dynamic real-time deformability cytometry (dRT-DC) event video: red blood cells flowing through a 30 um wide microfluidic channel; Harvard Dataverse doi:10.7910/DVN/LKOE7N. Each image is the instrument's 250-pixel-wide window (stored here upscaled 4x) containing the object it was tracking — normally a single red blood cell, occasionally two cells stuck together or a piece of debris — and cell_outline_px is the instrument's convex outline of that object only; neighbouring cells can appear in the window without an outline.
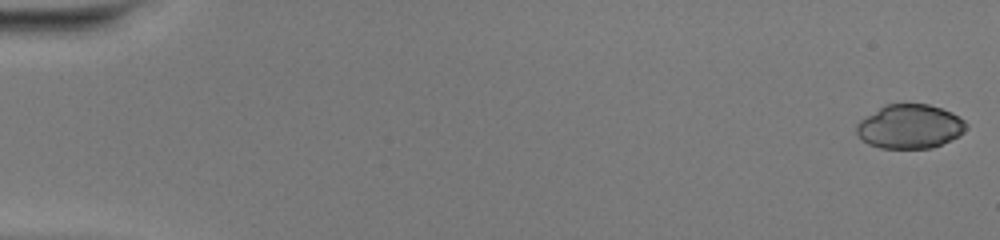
{"species": "common noctule bat (a hibernating species)", "species_latin": "Nyctalus noctula", "temperature_condition": "warm", "stored_images_in_passage": 50, "camera_frame_rate_fps": 3000, "um_per_image_px": 0.085, "animal": {"sex": "female", "body_mass_g": 20.0, "forearm_length_mm": 54.0}, "frame": {"image": 1, "passage_image": 1, "time_ms": 0.0, "image_size_px": [1000, 240], "cell_outline_px": [[968, 128], [960, 136], [932, 148], [880, 148], [868, 144], [856, 132], [856, 124], [860, 120], [884, 104], [928, 104], [952, 112], [964, 120], [968, 124]], "centroid_in_image_um": [77.36, 10.75], "position_along_channel_um": 7.6, "area_um2": 28.26}}